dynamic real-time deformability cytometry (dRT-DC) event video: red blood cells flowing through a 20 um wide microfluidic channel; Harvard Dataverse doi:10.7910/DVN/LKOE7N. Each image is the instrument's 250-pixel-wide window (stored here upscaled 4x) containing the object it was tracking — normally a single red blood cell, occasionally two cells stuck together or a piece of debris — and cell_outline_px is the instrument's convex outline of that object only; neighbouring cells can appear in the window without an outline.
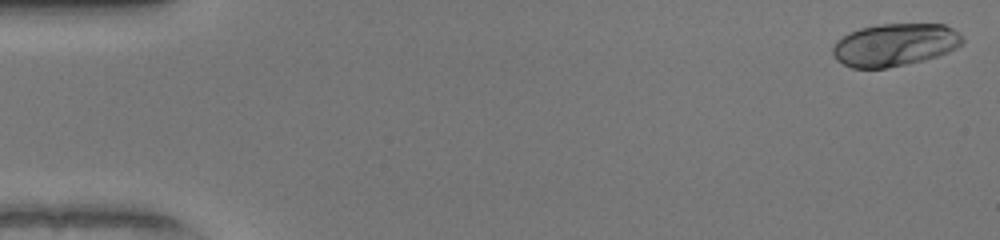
{"species": "human", "species_latin": "Homo sapiens", "temperature_condition": "warm", "stored_images_in_passage": 51, "camera_frame_rate_fps": 3000, "um_per_image_px": 0.085, "donor": {"sex": "female"}, "frame": {"image": 1, "passage_image": 1, "time_ms": 0.0, "image_size_px": [1000, 240], "cell_outline_px": [[964, 40], [956, 48], [948, 52], [924, 60], [884, 68], [852, 68], [836, 60], [832, 52], [832, 48], [836, 40], [848, 32], [860, 28], [876, 24], [944, 24], [952, 28]], "centroid_in_image_um": [76.01, 3.8], "position_along_channel_um": 9.0, "area_um2": 32.14}}
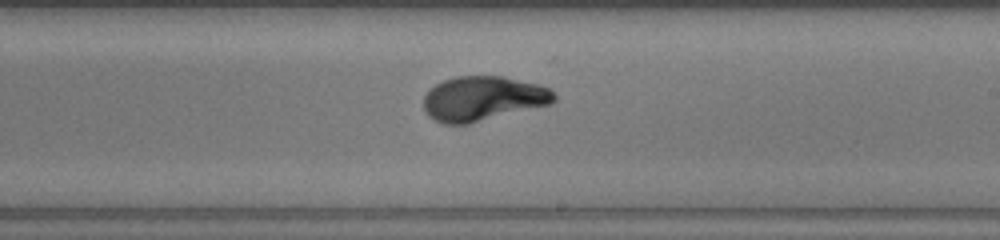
{"frame": {"image": 2, "passage_image": 30, "time_ms": 9.667, "image_size_px": [1000, 240], "cell_outline_px": [[556, 100], [552, 104], [468, 124], [444, 124], [428, 116], [424, 108], [424, 96], [436, 84], [444, 80], [456, 76], [504, 76], [540, 84], [548, 88], [556, 96]], "centroid_in_image_um": [41.08, 8.37], "position_along_channel_um": 247.9, "area_um2": 33.99}}
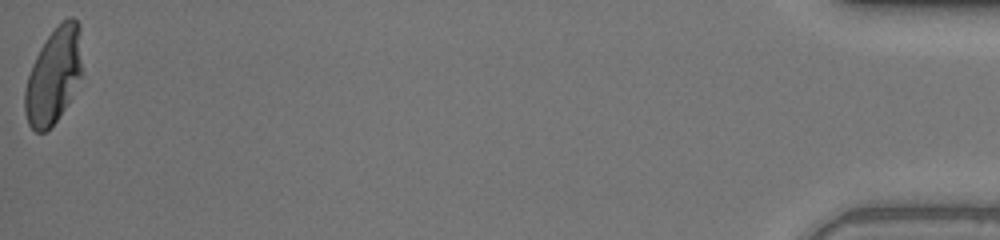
{"frame": {"image": 3, "passage_image": 51, "time_ms": 16.667, "image_size_px": [1000, 240], "cell_outline_px": [[84, 72], [64, 108], [56, 120], [44, 132], [36, 132], [28, 124], [24, 112], [24, 92], [28, 76], [32, 64], [40, 48], [48, 36], [68, 16], [72, 16], [80, 24]], "centroid_in_image_um": [4.59, 6.41], "position_along_channel_um": 430.6, "area_um2": 32.08}, "authors_computed_cell_mechanics": {"area_um2": 32.2524, "velocity_mm_per_s": 4.0611, "shape_relaxation_time_tau1_ms": 3.1765, "shape_relaxation_time_tau2_ms": null, "deformation_change_tau1": 0.2064, "deformation_change_tau2": null}}